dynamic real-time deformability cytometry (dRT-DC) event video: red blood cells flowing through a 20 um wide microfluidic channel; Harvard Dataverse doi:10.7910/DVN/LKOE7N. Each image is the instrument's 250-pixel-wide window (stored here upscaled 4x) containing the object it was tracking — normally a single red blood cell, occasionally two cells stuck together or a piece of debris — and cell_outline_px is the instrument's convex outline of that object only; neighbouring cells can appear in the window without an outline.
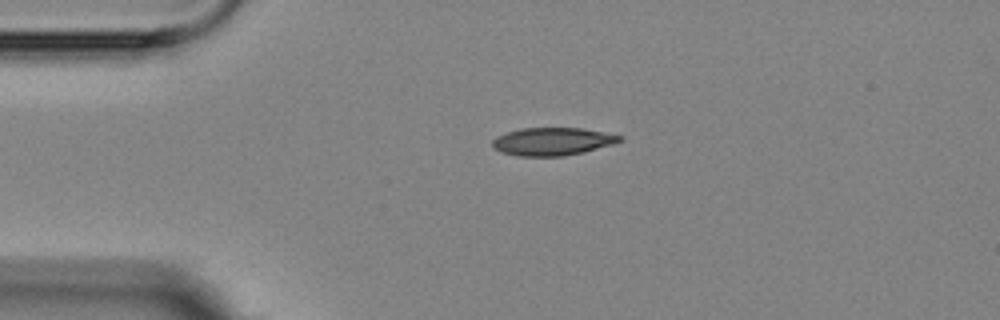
{"species": "Egyptian fruit bat (a non-hibernating species)", "species_latin": "Rousettus aegyptiacus", "temperature_condition": "room temperature", "stored_images_in_passage": 6, "camera_frame_rate_fps": 3000, "um_per_image_px": 0.085, "animal": {"sex": "female"}, "frame": {"image": 1, "passage_image": 6, "time_ms": 6.667, "image_size_px": [1000, 320], "cell_outline_px": [[624, 140], [612, 144], [584, 152], [564, 156], [520, 156], [500, 152], [492, 148], [492, 140], [508, 132], [520, 128], [580, 128], [624, 136]], "centroid_in_image_um": [46.96, 12.03], "position_along_channel_um": 38.0, "area_um2": 20.58}}